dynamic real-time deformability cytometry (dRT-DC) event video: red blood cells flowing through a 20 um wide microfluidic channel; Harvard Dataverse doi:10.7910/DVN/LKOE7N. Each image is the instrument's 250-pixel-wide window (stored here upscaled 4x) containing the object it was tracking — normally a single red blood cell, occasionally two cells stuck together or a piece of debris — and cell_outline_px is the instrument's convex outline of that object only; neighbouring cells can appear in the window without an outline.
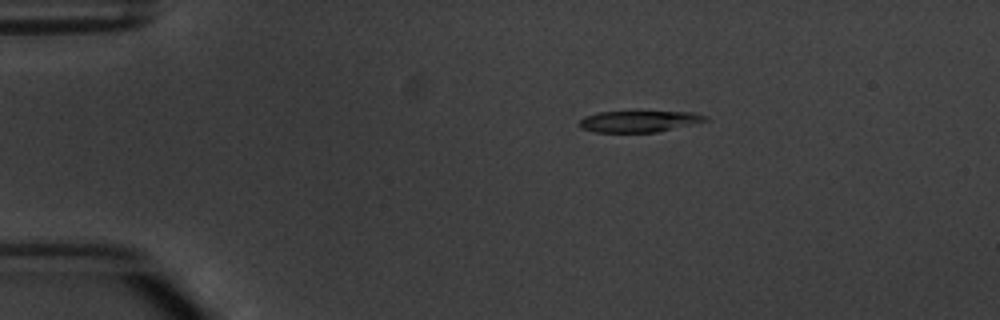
{"species": "common noctule bat (a hibernating species)", "species_latin": "Nyctalus noctula", "temperature_condition": "warm", "stored_images_in_passage": 7, "camera_frame_rate_fps": 3000, "um_per_image_px": 0.085, "animal": {"sex": "male", "body_mass_g": 20.1, "forearm_length_mm": 53.5}, "frame": {"image": 1, "passage_image": 2, "time_ms": 2.333, "image_size_px": [1000, 320], "cell_outline_px": [[708, 120], [656, 132], [596, 132], [580, 128], [580, 120], [584, 116], [600, 112], [692, 112], [708, 116]], "centroid_in_image_um": [54.29, 10.31], "position_along_channel_um": 30.7, "area_um2": 15.37}}
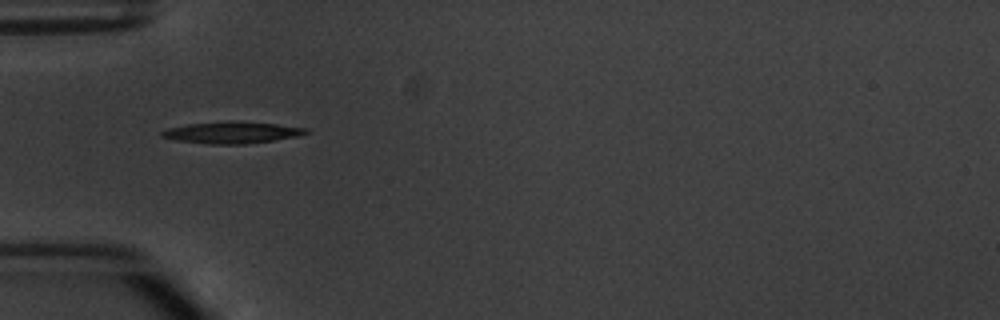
{"frame": {"image": 2, "passage_image": 4, "time_ms": 4.667, "image_size_px": [1000, 320], "cell_outline_px": [[308, 132], [296, 136], [272, 140], [244, 144], [208, 144], [176, 140], [160, 136], [160, 132], [168, 128], [188, 124], [276, 124], [308, 128]], "centroid_in_image_um": [19.67, 11.32], "position_along_channel_um": 65.3, "area_um2": 16.82}}
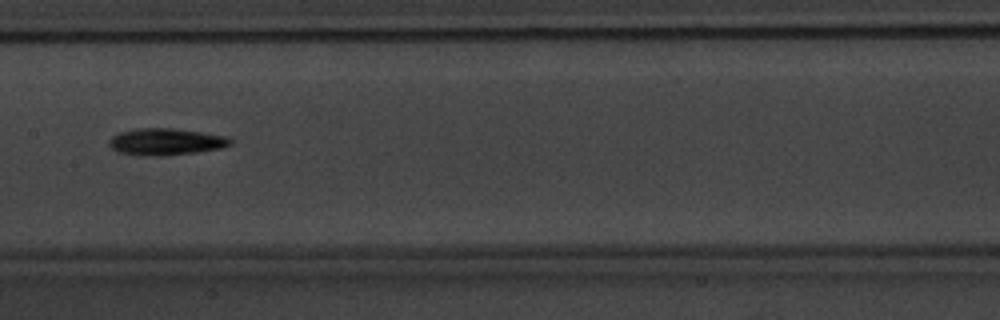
{"frame": {"image": 3, "passage_image": 7, "time_ms": 8.0, "image_size_px": [1000, 320], "cell_outline_px": [[232, 144], [220, 148], [196, 152], [160, 156], [140, 156], [120, 152], [112, 148], [108, 144], [108, 140], [112, 136], [120, 132], [136, 128], [172, 128], [228, 136], [232, 140]], "centroid_in_image_um": [14.08, 12.05], "position_along_channel_um": 193.3, "area_um2": 18.96}}